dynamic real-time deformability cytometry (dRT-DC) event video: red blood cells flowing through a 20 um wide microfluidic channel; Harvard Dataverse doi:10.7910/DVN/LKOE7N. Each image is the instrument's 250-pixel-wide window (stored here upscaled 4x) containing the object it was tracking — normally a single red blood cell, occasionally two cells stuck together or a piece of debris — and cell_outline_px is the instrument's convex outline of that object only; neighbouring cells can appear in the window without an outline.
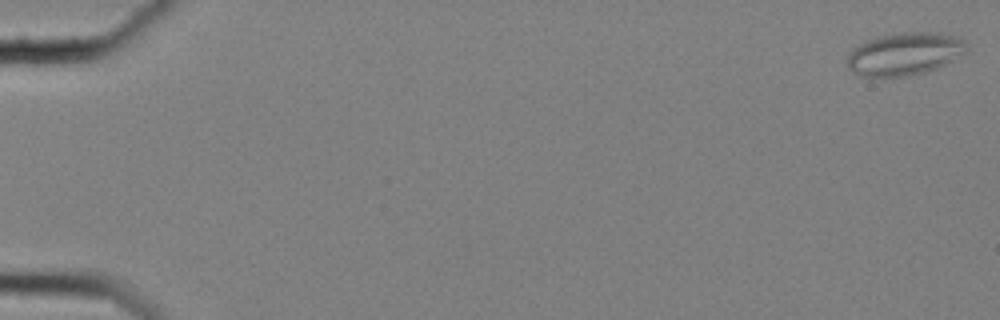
{"species": "common noctule bat (a hibernating species)", "species_latin": "Nyctalus noctula", "temperature_condition": "cold", "stored_images_in_passage": 59, "segment_of_instrument_passage": [1, 2], "camera_frame_rate_fps": 3000, "um_per_image_px": 0.085, "animal": {"sex": "female", "body_mass_g": 25.1}, "frame": {"image": 1, "passage_image": 1, "time_ms": 0.0, "image_size_px": [1000, 320], "cell_outline_px": [[968, 52], [936, 68], [924, 72], [908, 76], [860, 76], [852, 72], [848, 68], [848, 52], [852, 48], [876, 36], [904, 32], [940, 32], [956, 36], [964, 40], [968, 48]], "centroid_in_image_um": [76.9, 4.56], "position_along_channel_um": 8.1, "area_um2": 29.82}}